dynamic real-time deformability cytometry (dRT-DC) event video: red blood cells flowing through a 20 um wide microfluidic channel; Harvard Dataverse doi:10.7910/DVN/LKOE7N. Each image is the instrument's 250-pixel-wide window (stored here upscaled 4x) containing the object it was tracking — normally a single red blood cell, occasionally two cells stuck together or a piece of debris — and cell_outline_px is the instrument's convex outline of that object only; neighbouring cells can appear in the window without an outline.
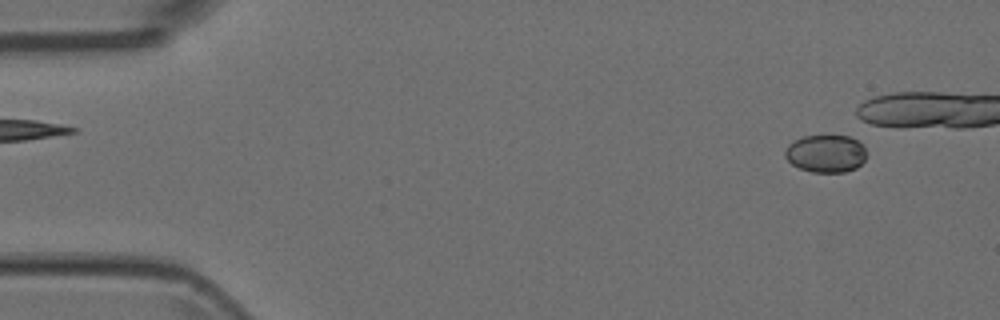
{"species": "Egyptian fruit bat (a non-hibernating species)", "species_latin": "Rousettus aegyptiacus", "temperature_condition": "room temperature", "stored_images_in_passage": 5, "camera_frame_rate_fps": 3000, "um_per_image_px": 0.085, "animal": {"sex": "female"}, "frame": {"image": 1, "passage_image": 1, "time_ms": 0.0, "image_size_px": [1000, 320], "cell_outline_px": [[864, 160], [856, 168], [844, 172], [812, 172], [800, 168], [792, 164], [784, 156], [784, 152], [788, 144], [804, 136], [848, 136], [856, 140], [864, 148]], "centroid_in_image_um": [70.16, 13.06], "position_along_channel_um": 14.8, "area_um2": 17.57}}